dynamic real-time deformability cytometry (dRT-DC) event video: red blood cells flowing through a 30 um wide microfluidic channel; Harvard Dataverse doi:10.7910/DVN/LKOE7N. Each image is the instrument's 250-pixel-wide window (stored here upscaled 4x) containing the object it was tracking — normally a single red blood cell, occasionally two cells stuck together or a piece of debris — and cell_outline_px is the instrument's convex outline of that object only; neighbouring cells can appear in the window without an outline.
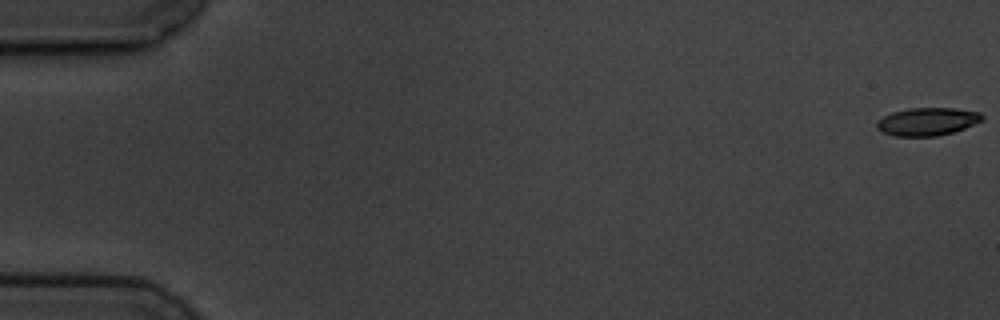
{"species": "common noctule bat (a hibernating species)", "species_latin": "Nyctalus noctula", "temperature_condition": "cold", "stored_images_in_passage": 9, "camera_frame_rate_fps": 3000, "um_per_image_px": 0.085, "animal": {"sex": "male", "body_mass_g": 19.5, "forearm_length_mm": 54.6}, "frame": {"image": 1, "passage_image": 1, "time_ms": 0.0, "image_size_px": [1000, 320], "cell_outline_px": [[984, 120], [964, 128], [952, 132], [936, 136], [896, 136], [884, 132], [876, 128], [876, 120], [892, 112], [908, 108], [952, 108], [980, 112], [984, 116]], "centroid_in_image_um": [78.82, 10.32], "position_along_channel_um": 6.2, "area_um2": 17.11}}
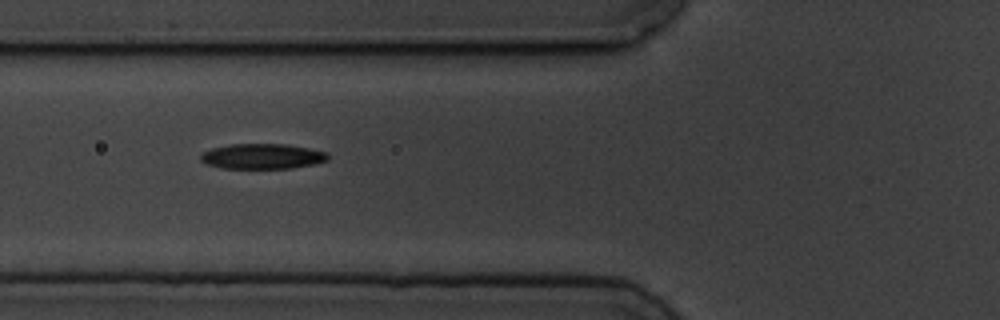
{"frame": {"image": 2, "passage_image": 7, "time_ms": 7.0, "image_size_px": [1000, 320], "cell_outline_px": [[328, 160], [312, 164], [292, 168], [224, 168], [208, 164], [200, 160], [200, 156], [204, 152], [212, 148], [232, 144], [284, 144], [308, 148], [328, 152]], "centroid_in_image_um": [22.31, 13.28], "position_along_channel_um": 103.5, "area_um2": 18.5}}
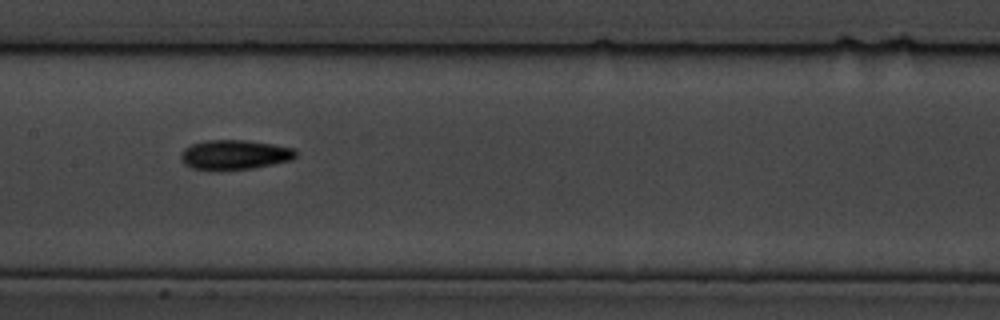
{"frame": {"image": 3, "passage_image": 9, "time_ms": 9.333, "image_size_px": [1000, 320], "cell_outline_px": [[296, 156], [292, 160], [252, 168], [220, 172], [212, 172], [192, 168], [184, 164], [180, 160], [180, 152], [184, 148], [192, 144], [208, 140], [244, 140], [272, 144], [292, 148], [296, 152]], "centroid_in_image_um": [19.86, 13.18], "position_along_channel_um": 187.5, "area_um2": 20.29}}